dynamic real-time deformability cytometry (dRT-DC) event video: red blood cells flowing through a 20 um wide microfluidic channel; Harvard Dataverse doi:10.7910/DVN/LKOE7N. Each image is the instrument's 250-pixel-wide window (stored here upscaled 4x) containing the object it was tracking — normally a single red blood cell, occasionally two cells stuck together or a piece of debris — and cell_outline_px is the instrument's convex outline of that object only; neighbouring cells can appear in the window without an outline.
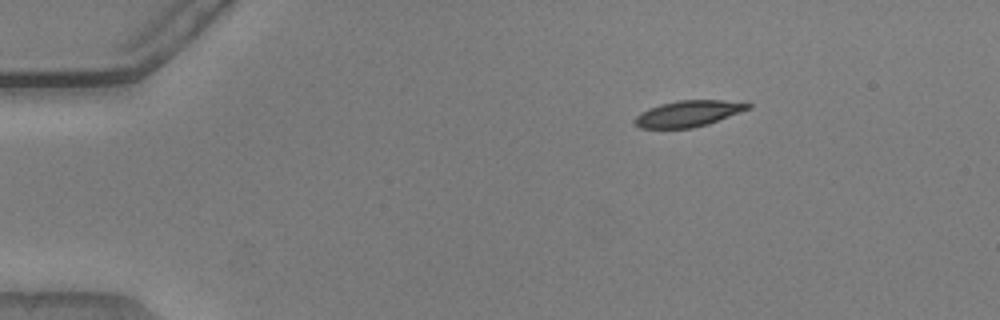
{"species": "common noctule bat (a hibernating species)", "species_latin": "Nyctalus noctula", "temperature_condition": "warm", "stored_images_in_passage": 46, "camera_frame_rate_fps": 3000, "um_per_image_px": 0.085, "animal": {"sex": "male", "body_mass_g": 20.5, "forearm_length_mm": 52.5}, "frame": {"image": 1, "passage_image": 1, "time_ms": 0.0, "image_size_px": [1000, 320], "cell_outline_px": [[752, 108], [708, 124], [692, 128], [640, 128], [632, 120], [640, 112], [648, 108], [660, 104], [676, 100], [748, 100], [752, 104]], "centroid_in_image_um": [58.58, 9.63], "position_along_channel_um": 26.4, "area_um2": 17.69}}
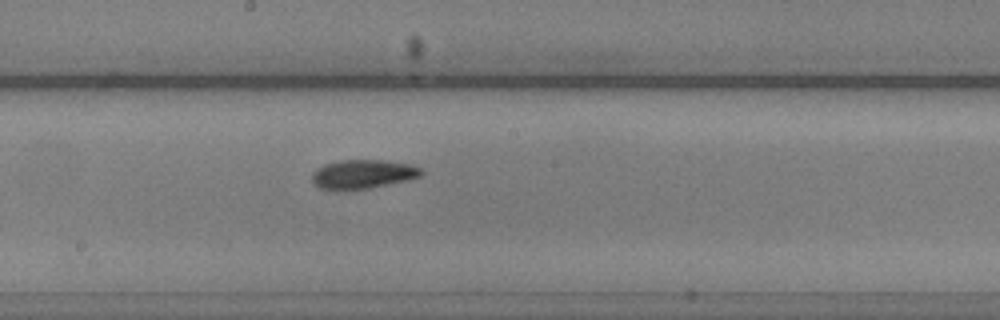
{"frame": {"image": 2, "passage_image": 22, "time_ms": 7.0, "image_size_px": [1000, 320], "cell_outline_px": [[424, 172], [420, 176], [408, 180], [372, 188], [336, 192], [320, 188], [312, 180], [312, 172], [316, 168], [324, 164], [340, 160], [384, 160], [408, 164], [420, 168]], "centroid_in_image_um": [30.79, 14.83], "position_along_channel_um": 217.4, "area_um2": 18.84}}
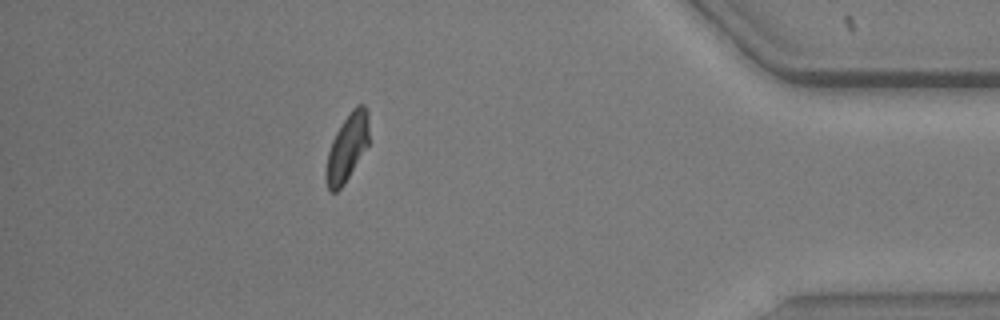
{"frame": {"image": 3, "passage_image": 40, "time_ms": 13.0, "image_size_px": [1000, 320], "cell_outline_px": [[368, 144], [344, 184], [336, 192], [332, 192], [328, 188], [324, 176], [324, 172], [328, 152], [332, 140], [336, 132], [352, 108], [356, 104], [364, 104], [368, 112]], "centroid_in_image_um": [29.48, 12.54], "position_along_channel_um": 405.7, "area_um2": 16.7}, "authors_computed_cell_mechanics": {"area_um2": 17.9469, "velocity_mm_per_s": 3.8236, "shape_relaxation_time_tau1_ms": 3.4942, "shape_relaxation_time_tau2_ms": 4.0765, "deformation_change_tau1": 0.1529, "deformation_change_tau2": 0.0785}}